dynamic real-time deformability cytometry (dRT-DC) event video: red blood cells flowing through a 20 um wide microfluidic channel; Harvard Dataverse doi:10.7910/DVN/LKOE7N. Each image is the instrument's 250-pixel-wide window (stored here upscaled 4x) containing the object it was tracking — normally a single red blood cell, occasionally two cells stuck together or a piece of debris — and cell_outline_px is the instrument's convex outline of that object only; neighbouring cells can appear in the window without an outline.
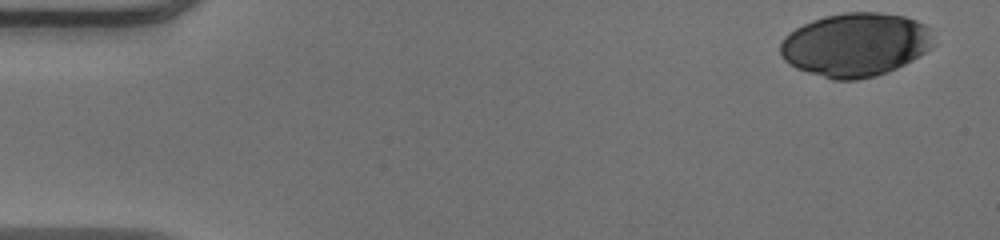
{"species": "human", "species_latin": "Homo sapiens", "temperature_condition": "warm", "stored_images_in_passage": 49, "camera_frame_rate_fps": 3000, "um_per_image_px": 0.085, "donor": {"sex": "male"}, "frame": {"image": 1, "passage_image": 1, "time_ms": 0.0, "image_size_px": [1000, 240], "cell_outline_px": [[936, 44], [932, 48], [912, 60], [888, 72], [876, 76], [856, 80], [832, 80], [796, 68], [784, 60], [780, 56], [780, 44], [784, 36], [796, 28], [812, 20], [824, 16], [844, 12], [880, 12], [904, 16], [916, 20], [924, 24], [928, 28]], "centroid_in_image_um": [72.72, 3.8], "position_along_channel_um": 12.3, "area_um2": 57.11}}
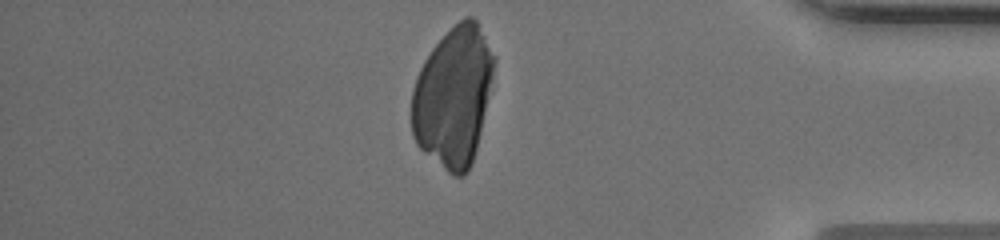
{"frame": {"image": 2, "passage_image": 42, "time_ms": 13.667, "image_size_px": [1000, 240], "cell_outline_px": [[496, 60], [480, 132], [472, 164], [468, 172], [464, 176], [452, 176], [424, 152], [416, 144], [412, 136], [412, 88], [416, 76], [424, 60], [432, 48], [464, 16], [472, 16], [476, 20], [496, 56]], "centroid_in_image_um": [38.52, 8.21], "position_along_channel_um": 396.7, "area_um2": 66.82}}
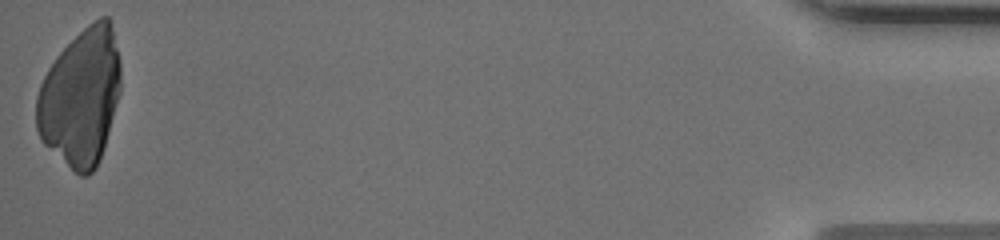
{"frame": {"image": 3, "passage_image": 49, "time_ms": 16.0, "image_size_px": [1000, 240], "cell_outline_px": [[120, 92], [104, 148], [100, 160], [96, 168], [88, 176], [80, 176], [44, 144], [40, 140], [36, 128], [36, 96], [40, 84], [48, 68], [56, 56], [88, 24], [100, 16], [108, 16], [120, 60]], "centroid_in_image_um": [6.85, 8.29], "position_along_channel_um": 428.4, "area_um2": 66.99}}